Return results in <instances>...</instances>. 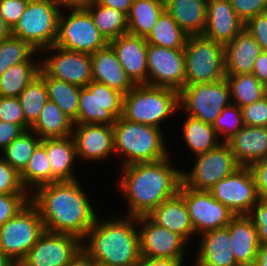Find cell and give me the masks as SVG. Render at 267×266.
I'll return each instance as SVG.
<instances>
[{"label":"cell","instance_id":"1","mask_svg":"<svg viewBox=\"0 0 267 266\" xmlns=\"http://www.w3.org/2000/svg\"><path fill=\"white\" fill-rule=\"evenodd\" d=\"M168 157L145 163H135L116 168L117 180L114 189L123 197L122 215L140 217L148 216L164 200L179 192L182 184V166H177L176 159ZM177 164V165H176ZM175 165V166H174ZM125 200V201H124Z\"/></svg>","mask_w":267,"mask_h":266},{"label":"cell","instance_id":"52","mask_svg":"<svg viewBox=\"0 0 267 266\" xmlns=\"http://www.w3.org/2000/svg\"><path fill=\"white\" fill-rule=\"evenodd\" d=\"M25 130L18 124L0 121V154Z\"/></svg>","mask_w":267,"mask_h":266},{"label":"cell","instance_id":"43","mask_svg":"<svg viewBox=\"0 0 267 266\" xmlns=\"http://www.w3.org/2000/svg\"><path fill=\"white\" fill-rule=\"evenodd\" d=\"M30 202L29 193L0 195V227Z\"/></svg>","mask_w":267,"mask_h":266},{"label":"cell","instance_id":"25","mask_svg":"<svg viewBox=\"0 0 267 266\" xmlns=\"http://www.w3.org/2000/svg\"><path fill=\"white\" fill-rule=\"evenodd\" d=\"M226 143L238 164L250 167L267 158V127L244 125Z\"/></svg>","mask_w":267,"mask_h":266},{"label":"cell","instance_id":"21","mask_svg":"<svg viewBox=\"0 0 267 266\" xmlns=\"http://www.w3.org/2000/svg\"><path fill=\"white\" fill-rule=\"evenodd\" d=\"M109 45L130 79L136 85H148V44L145 38L127 33L110 40Z\"/></svg>","mask_w":267,"mask_h":266},{"label":"cell","instance_id":"61","mask_svg":"<svg viewBox=\"0 0 267 266\" xmlns=\"http://www.w3.org/2000/svg\"><path fill=\"white\" fill-rule=\"evenodd\" d=\"M8 266H16V261H12Z\"/></svg>","mask_w":267,"mask_h":266},{"label":"cell","instance_id":"38","mask_svg":"<svg viewBox=\"0 0 267 266\" xmlns=\"http://www.w3.org/2000/svg\"><path fill=\"white\" fill-rule=\"evenodd\" d=\"M20 178L29 194L40 186L51 184V166L46 148L42 143L34 150Z\"/></svg>","mask_w":267,"mask_h":266},{"label":"cell","instance_id":"40","mask_svg":"<svg viewBox=\"0 0 267 266\" xmlns=\"http://www.w3.org/2000/svg\"><path fill=\"white\" fill-rule=\"evenodd\" d=\"M25 121L32 126L48 101L45 81L37 76L18 96Z\"/></svg>","mask_w":267,"mask_h":266},{"label":"cell","instance_id":"57","mask_svg":"<svg viewBox=\"0 0 267 266\" xmlns=\"http://www.w3.org/2000/svg\"><path fill=\"white\" fill-rule=\"evenodd\" d=\"M251 266H267V243L260 244L257 258L253 261Z\"/></svg>","mask_w":267,"mask_h":266},{"label":"cell","instance_id":"31","mask_svg":"<svg viewBox=\"0 0 267 266\" xmlns=\"http://www.w3.org/2000/svg\"><path fill=\"white\" fill-rule=\"evenodd\" d=\"M40 72V53L30 61L11 66L0 76V96L18 97Z\"/></svg>","mask_w":267,"mask_h":266},{"label":"cell","instance_id":"8","mask_svg":"<svg viewBox=\"0 0 267 266\" xmlns=\"http://www.w3.org/2000/svg\"><path fill=\"white\" fill-rule=\"evenodd\" d=\"M108 44L84 7L62 8L58 19L56 46L68 51L93 54Z\"/></svg>","mask_w":267,"mask_h":266},{"label":"cell","instance_id":"50","mask_svg":"<svg viewBox=\"0 0 267 266\" xmlns=\"http://www.w3.org/2000/svg\"><path fill=\"white\" fill-rule=\"evenodd\" d=\"M244 28L255 38L262 51H267V12L257 14L249 19Z\"/></svg>","mask_w":267,"mask_h":266},{"label":"cell","instance_id":"44","mask_svg":"<svg viewBox=\"0 0 267 266\" xmlns=\"http://www.w3.org/2000/svg\"><path fill=\"white\" fill-rule=\"evenodd\" d=\"M0 121L18 124L25 131L31 127L25 121L18 97L0 96Z\"/></svg>","mask_w":267,"mask_h":266},{"label":"cell","instance_id":"23","mask_svg":"<svg viewBox=\"0 0 267 266\" xmlns=\"http://www.w3.org/2000/svg\"><path fill=\"white\" fill-rule=\"evenodd\" d=\"M41 143L45 146L49 158L51 183L83 178L78 177V174L81 173H79L80 170L76 168V165L79 166L80 163L72 135L62 138L42 139Z\"/></svg>","mask_w":267,"mask_h":266},{"label":"cell","instance_id":"26","mask_svg":"<svg viewBox=\"0 0 267 266\" xmlns=\"http://www.w3.org/2000/svg\"><path fill=\"white\" fill-rule=\"evenodd\" d=\"M92 80L127 94L136 84L125 73L118 57L108 44L91 54Z\"/></svg>","mask_w":267,"mask_h":266},{"label":"cell","instance_id":"14","mask_svg":"<svg viewBox=\"0 0 267 266\" xmlns=\"http://www.w3.org/2000/svg\"><path fill=\"white\" fill-rule=\"evenodd\" d=\"M137 226L141 256L190 259L192 247L178 233L157 225L148 216L137 217Z\"/></svg>","mask_w":267,"mask_h":266},{"label":"cell","instance_id":"41","mask_svg":"<svg viewBox=\"0 0 267 266\" xmlns=\"http://www.w3.org/2000/svg\"><path fill=\"white\" fill-rule=\"evenodd\" d=\"M39 51L14 36L0 42V76L11 66L30 61Z\"/></svg>","mask_w":267,"mask_h":266},{"label":"cell","instance_id":"7","mask_svg":"<svg viewBox=\"0 0 267 266\" xmlns=\"http://www.w3.org/2000/svg\"><path fill=\"white\" fill-rule=\"evenodd\" d=\"M184 54L185 86L212 83L226 77L223 44L204 35L188 36Z\"/></svg>","mask_w":267,"mask_h":266},{"label":"cell","instance_id":"35","mask_svg":"<svg viewBox=\"0 0 267 266\" xmlns=\"http://www.w3.org/2000/svg\"><path fill=\"white\" fill-rule=\"evenodd\" d=\"M91 15L96 28L109 42L128 33L127 15L116 9L92 1L84 7Z\"/></svg>","mask_w":267,"mask_h":266},{"label":"cell","instance_id":"33","mask_svg":"<svg viewBox=\"0 0 267 266\" xmlns=\"http://www.w3.org/2000/svg\"><path fill=\"white\" fill-rule=\"evenodd\" d=\"M164 11V0H133L127 15L128 33L145 38Z\"/></svg>","mask_w":267,"mask_h":266},{"label":"cell","instance_id":"16","mask_svg":"<svg viewBox=\"0 0 267 266\" xmlns=\"http://www.w3.org/2000/svg\"><path fill=\"white\" fill-rule=\"evenodd\" d=\"M209 192L235 215H247L259 199L253 172L243 166L216 183Z\"/></svg>","mask_w":267,"mask_h":266},{"label":"cell","instance_id":"20","mask_svg":"<svg viewBox=\"0 0 267 266\" xmlns=\"http://www.w3.org/2000/svg\"><path fill=\"white\" fill-rule=\"evenodd\" d=\"M193 246L191 266H240L231 250L227 227L200 234Z\"/></svg>","mask_w":267,"mask_h":266},{"label":"cell","instance_id":"6","mask_svg":"<svg viewBox=\"0 0 267 266\" xmlns=\"http://www.w3.org/2000/svg\"><path fill=\"white\" fill-rule=\"evenodd\" d=\"M61 10L56 0H30L12 28V36L31 44L39 52L55 45Z\"/></svg>","mask_w":267,"mask_h":266},{"label":"cell","instance_id":"59","mask_svg":"<svg viewBox=\"0 0 267 266\" xmlns=\"http://www.w3.org/2000/svg\"><path fill=\"white\" fill-rule=\"evenodd\" d=\"M12 36V28H10L0 15V42Z\"/></svg>","mask_w":267,"mask_h":266},{"label":"cell","instance_id":"13","mask_svg":"<svg viewBox=\"0 0 267 266\" xmlns=\"http://www.w3.org/2000/svg\"><path fill=\"white\" fill-rule=\"evenodd\" d=\"M40 53V70L48 77L86 87L92 81L91 54L73 52L56 45Z\"/></svg>","mask_w":267,"mask_h":266},{"label":"cell","instance_id":"54","mask_svg":"<svg viewBox=\"0 0 267 266\" xmlns=\"http://www.w3.org/2000/svg\"><path fill=\"white\" fill-rule=\"evenodd\" d=\"M252 74L267 87V51H262L255 60Z\"/></svg>","mask_w":267,"mask_h":266},{"label":"cell","instance_id":"10","mask_svg":"<svg viewBox=\"0 0 267 266\" xmlns=\"http://www.w3.org/2000/svg\"><path fill=\"white\" fill-rule=\"evenodd\" d=\"M189 161L190 167H182V183L193 190L209 191L216 183L241 167L226 142L190 158ZM187 167L191 169H186Z\"/></svg>","mask_w":267,"mask_h":266},{"label":"cell","instance_id":"22","mask_svg":"<svg viewBox=\"0 0 267 266\" xmlns=\"http://www.w3.org/2000/svg\"><path fill=\"white\" fill-rule=\"evenodd\" d=\"M245 23L236 15L230 0H210L207 3L205 37L223 45L231 42Z\"/></svg>","mask_w":267,"mask_h":266},{"label":"cell","instance_id":"28","mask_svg":"<svg viewBox=\"0 0 267 266\" xmlns=\"http://www.w3.org/2000/svg\"><path fill=\"white\" fill-rule=\"evenodd\" d=\"M231 250L240 266H251L260 246L257 229L247 215H235L226 226Z\"/></svg>","mask_w":267,"mask_h":266},{"label":"cell","instance_id":"63","mask_svg":"<svg viewBox=\"0 0 267 266\" xmlns=\"http://www.w3.org/2000/svg\"><path fill=\"white\" fill-rule=\"evenodd\" d=\"M198 1L205 2L207 4L210 0H198Z\"/></svg>","mask_w":267,"mask_h":266},{"label":"cell","instance_id":"5","mask_svg":"<svg viewBox=\"0 0 267 266\" xmlns=\"http://www.w3.org/2000/svg\"><path fill=\"white\" fill-rule=\"evenodd\" d=\"M179 110L178 91L140 84L135 85L124 95L122 117L134 123L163 129L168 134L169 125L166 122L173 125L172 121L179 117Z\"/></svg>","mask_w":267,"mask_h":266},{"label":"cell","instance_id":"29","mask_svg":"<svg viewBox=\"0 0 267 266\" xmlns=\"http://www.w3.org/2000/svg\"><path fill=\"white\" fill-rule=\"evenodd\" d=\"M178 114L180 116L179 118L181 119L175 121H178L179 126L181 125L180 127L182 128L179 130L181 136L178 138V141L179 139L180 142L182 140L181 145L184 146L183 150L184 148V151L187 150V153H185L186 155H188L189 151V156H191L190 158L202 153H206L222 143L216 134L215 129L212 127V124L205 123L202 120L188 115L182 116L180 110ZM183 143L185 145H183Z\"/></svg>","mask_w":267,"mask_h":266},{"label":"cell","instance_id":"17","mask_svg":"<svg viewBox=\"0 0 267 266\" xmlns=\"http://www.w3.org/2000/svg\"><path fill=\"white\" fill-rule=\"evenodd\" d=\"M72 137L80 167L81 164H84V170L86 169V163H90L91 166L93 163L103 165L107 162L111 163L110 158L112 161L114 160L113 127L111 125L74 124Z\"/></svg>","mask_w":267,"mask_h":266},{"label":"cell","instance_id":"2","mask_svg":"<svg viewBox=\"0 0 267 266\" xmlns=\"http://www.w3.org/2000/svg\"><path fill=\"white\" fill-rule=\"evenodd\" d=\"M83 182L86 181L54 182L40 186L30 194V201L39 210L45 231L70 234L81 241L86 237L102 209L97 208L95 201L98 197H91L88 185Z\"/></svg>","mask_w":267,"mask_h":266},{"label":"cell","instance_id":"60","mask_svg":"<svg viewBox=\"0 0 267 266\" xmlns=\"http://www.w3.org/2000/svg\"><path fill=\"white\" fill-rule=\"evenodd\" d=\"M12 261L0 251V266H8Z\"/></svg>","mask_w":267,"mask_h":266},{"label":"cell","instance_id":"42","mask_svg":"<svg viewBox=\"0 0 267 266\" xmlns=\"http://www.w3.org/2000/svg\"><path fill=\"white\" fill-rule=\"evenodd\" d=\"M244 126L242 109L230 104L222 109L212 127L222 142H226Z\"/></svg>","mask_w":267,"mask_h":266},{"label":"cell","instance_id":"53","mask_svg":"<svg viewBox=\"0 0 267 266\" xmlns=\"http://www.w3.org/2000/svg\"><path fill=\"white\" fill-rule=\"evenodd\" d=\"M153 258L141 256L136 266H191L192 259ZM187 263V265H186Z\"/></svg>","mask_w":267,"mask_h":266},{"label":"cell","instance_id":"19","mask_svg":"<svg viewBox=\"0 0 267 266\" xmlns=\"http://www.w3.org/2000/svg\"><path fill=\"white\" fill-rule=\"evenodd\" d=\"M82 248V241L70 234L44 231L21 261L25 266H67Z\"/></svg>","mask_w":267,"mask_h":266},{"label":"cell","instance_id":"11","mask_svg":"<svg viewBox=\"0 0 267 266\" xmlns=\"http://www.w3.org/2000/svg\"><path fill=\"white\" fill-rule=\"evenodd\" d=\"M231 103L226 78L212 83L187 85L179 92L181 115H188L209 124H213L222 109Z\"/></svg>","mask_w":267,"mask_h":266},{"label":"cell","instance_id":"39","mask_svg":"<svg viewBox=\"0 0 267 266\" xmlns=\"http://www.w3.org/2000/svg\"><path fill=\"white\" fill-rule=\"evenodd\" d=\"M41 138L31 130L23 132L9 144L0 156L19 174L28 165L34 150L41 143Z\"/></svg>","mask_w":267,"mask_h":266},{"label":"cell","instance_id":"56","mask_svg":"<svg viewBox=\"0 0 267 266\" xmlns=\"http://www.w3.org/2000/svg\"><path fill=\"white\" fill-rule=\"evenodd\" d=\"M67 266H97L94 259L81 248Z\"/></svg>","mask_w":267,"mask_h":266},{"label":"cell","instance_id":"62","mask_svg":"<svg viewBox=\"0 0 267 266\" xmlns=\"http://www.w3.org/2000/svg\"><path fill=\"white\" fill-rule=\"evenodd\" d=\"M16 266H25L22 262H16Z\"/></svg>","mask_w":267,"mask_h":266},{"label":"cell","instance_id":"3","mask_svg":"<svg viewBox=\"0 0 267 266\" xmlns=\"http://www.w3.org/2000/svg\"><path fill=\"white\" fill-rule=\"evenodd\" d=\"M120 210L111 215L101 212L82 240V248L97 266H136L141 257L137 217Z\"/></svg>","mask_w":267,"mask_h":266},{"label":"cell","instance_id":"34","mask_svg":"<svg viewBox=\"0 0 267 266\" xmlns=\"http://www.w3.org/2000/svg\"><path fill=\"white\" fill-rule=\"evenodd\" d=\"M39 76L45 81L48 90V100L57 106L68 116L74 124H77L78 106L81 87L66 81L46 76L41 70Z\"/></svg>","mask_w":267,"mask_h":266},{"label":"cell","instance_id":"12","mask_svg":"<svg viewBox=\"0 0 267 266\" xmlns=\"http://www.w3.org/2000/svg\"><path fill=\"white\" fill-rule=\"evenodd\" d=\"M124 94L96 81L82 87L79 97L77 124L113 126L123 113Z\"/></svg>","mask_w":267,"mask_h":266},{"label":"cell","instance_id":"18","mask_svg":"<svg viewBox=\"0 0 267 266\" xmlns=\"http://www.w3.org/2000/svg\"><path fill=\"white\" fill-rule=\"evenodd\" d=\"M148 85L180 92L185 87L184 49L149 45L147 49Z\"/></svg>","mask_w":267,"mask_h":266},{"label":"cell","instance_id":"58","mask_svg":"<svg viewBox=\"0 0 267 266\" xmlns=\"http://www.w3.org/2000/svg\"><path fill=\"white\" fill-rule=\"evenodd\" d=\"M62 8L85 7L94 0H56Z\"/></svg>","mask_w":267,"mask_h":266},{"label":"cell","instance_id":"15","mask_svg":"<svg viewBox=\"0 0 267 266\" xmlns=\"http://www.w3.org/2000/svg\"><path fill=\"white\" fill-rule=\"evenodd\" d=\"M179 193L183 196L191 223L197 236L205 232L225 228L235 214L217 201L209 191L193 190L183 183Z\"/></svg>","mask_w":267,"mask_h":266},{"label":"cell","instance_id":"32","mask_svg":"<svg viewBox=\"0 0 267 266\" xmlns=\"http://www.w3.org/2000/svg\"><path fill=\"white\" fill-rule=\"evenodd\" d=\"M73 121L54 102L48 100L39 118L30 127L41 139L62 138L72 135Z\"/></svg>","mask_w":267,"mask_h":266},{"label":"cell","instance_id":"47","mask_svg":"<svg viewBox=\"0 0 267 266\" xmlns=\"http://www.w3.org/2000/svg\"><path fill=\"white\" fill-rule=\"evenodd\" d=\"M247 216L257 229L260 244L267 243V198L259 197Z\"/></svg>","mask_w":267,"mask_h":266},{"label":"cell","instance_id":"37","mask_svg":"<svg viewBox=\"0 0 267 266\" xmlns=\"http://www.w3.org/2000/svg\"><path fill=\"white\" fill-rule=\"evenodd\" d=\"M229 84L231 102L242 108L267 95V87L252 73L226 75Z\"/></svg>","mask_w":267,"mask_h":266},{"label":"cell","instance_id":"49","mask_svg":"<svg viewBox=\"0 0 267 266\" xmlns=\"http://www.w3.org/2000/svg\"><path fill=\"white\" fill-rule=\"evenodd\" d=\"M30 0H0V15L13 28L24 13Z\"/></svg>","mask_w":267,"mask_h":266},{"label":"cell","instance_id":"48","mask_svg":"<svg viewBox=\"0 0 267 266\" xmlns=\"http://www.w3.org/2000/svg\"><path fill=\"white\" fill-rule=\"evenodd\" d=\"M236 15L246 23L260 13L267 12V0H230Z\"/></svg>","mask_w":267,"mask_h":266},{"label":"cell","instance_id":"55","mask_svg":"<svg viewBox=\"0 0 267 266\" xmlns=\"http://www.w3.org/2000/svg\"><path fill=\"white\" fill-rule=\"evenodd\" d=\"M96 4L107 6L128 15L133 0H94Z\"/></svg>","mask_w":267,"mask_h":266},{"label":"cell","instance_id":"45","mask_svg":"<svg viewBox=\"0 0 267 266\" xmlns=\"http://www.w3.org/2000/svg\"><path fill=\"white\" fill-rule=\"evenodd\" d=\"M8 193H28L20 174L0 156V195Z\"/></svg>","mask_w":267,"mask_h":266},{"label":"cell","instance_id":"46","mask_svg":"<svg viewBox=\"0 0 267 266\" xmlns=\"http://www.w3.org/2000/svg\"><path fill=\"white\" fill-rule=\"evenodd\" d=\"M241 109L244 125L267 127V95Z\"/></svg>","mask_w":267,"mask_h":266},{"label":"cell","instance_id":"51","mask_svg":"<svg viewBox=\"0 0 267 266\" xmlns=\"http://www.w3.org/2000/svg\"><path fill=\"white\" fill-rule=\"evenodd\" d=\"M250 168L256 181L258 196L267 198V158L253 163Z\"/></svg>","mask_w":267,"mask_h":266},{"label":"cell","instance_id":"4","mask_svg":"<svg viewBox=\"0 0 267 266\" xmlns=\"http://www.w3.org/2000/svg\"><path fill=\"white\" fill-rule=\"evenodd\" d=\"M115 158L124 167L135 163L155 162L171 153L170 138L163 129L134 123L120 116L113 124ZM166 135V136H165ZM167 140V141H166Z\"/></svg>","mask_w":267,"mask_h":266},{"label":"cell","instance_id":"30","mask_svg":"<svg viewBox=\"0 0 267 266\" xmlns=\"http://www.w3.org/2000/svg\"><path fill=\"white\" fill-rule=\"evenodd\" d=\"M165 10L188 34L202 35L207 20V4L198 0H164Z\"/></svg>","mask_w":267,"mask_h":266},{"label":"cell","instance_id":"9","mask_svg":"<svg viewBox=\"0 0 267 266\" xmlns=\"http://www.w3.org/2000/svg\"><path fill=\"white\" fill-rule=\"evenodd\" d=\"M44 231L39 210L30 201L0 227V251L11 261L21 262Z\"/></svg>","mask_w":267,"mask_h":266},{"label":"cell","instance_id":"36","mask_svg":"<svg viewBox=\"0 0 267 266\" xmlns=\"http://www.w3.org/2000/svg\"><path fill=\"white\" fill-rule=\"evenodd\" d=\"M188 36L165 10L145 40L149 45L169 49H184Z\"/></svg>","mask_w":267,"mask_h":266},{"label":"cell","instance_id":"24","mask_svg":"<svg viewBox=\"0 0 267 266\" xmlns=\"http://www.w3.org/2000/svg\"><path fill=\"white\" fill-rule=\"evenodd\" d=\"M148 217L157 225L178 233L190 245L194 244L195 230L190 220L187 204L179 192L164 200Z\"/></svg>","mask_w":267,"mask_h":266},{"label":"cell","instance_id":"27","mask_svg":"<svg viewBox=\"0 0 267 266\" xmlns=\"http://www.w3.org/2000/svg\"><path fill=\"white\" fill-rule=\"evenodd\" d=\"M261 52L258 42L244 28L231 42L224 45L225 74L252 73L254 62Z\"/></svg>","mask_w":267,"mask_h":266}]
</instances>
